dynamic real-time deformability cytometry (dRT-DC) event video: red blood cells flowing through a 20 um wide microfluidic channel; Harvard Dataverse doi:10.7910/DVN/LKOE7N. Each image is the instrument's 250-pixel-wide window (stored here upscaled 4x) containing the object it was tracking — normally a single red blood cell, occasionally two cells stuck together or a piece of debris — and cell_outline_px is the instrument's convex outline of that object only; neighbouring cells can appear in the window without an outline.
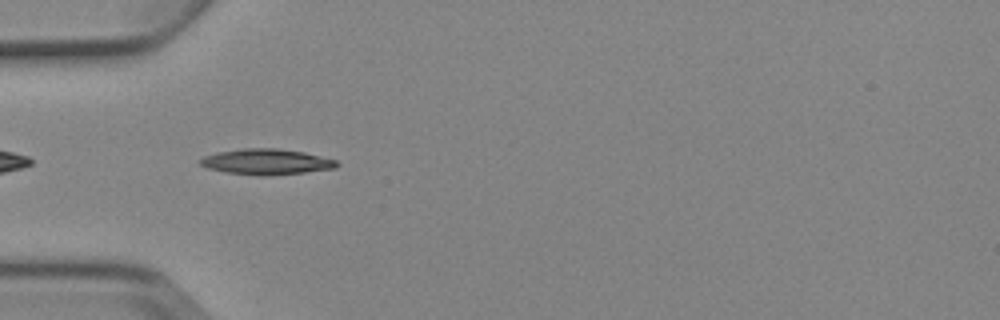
{"species": "Egyptian fruit bat (a non-hibernating species)", "species_latin": "Rousettus aegyptiacus", "temperature_condition": "cold", "stored_images_in_passage": 6, "segment_of_instrument_passage": [2, 2], "camera_frame_rate_fps": 3000, "um_per_image_px": 0.085, "animal": {"sex": "female"}, "frame": {"image": 1, "passage_image": 5, "time_ms": 4.667, "image_size_px": [1000, 320], "cell_outline_px": [[340, 164], [336, 168], [304, 172], [264, 176], [260, 176], [224, 172], [208, 168], [200, 164], [200, 160], [204, 156], [216, 152], [244, 148], [276, 148], [304, 152], [336, 160]], "centroid_in_image_um": [22.64, 13.75], "position_along_channel_um": 62.4, "area_um2": 20.4}}
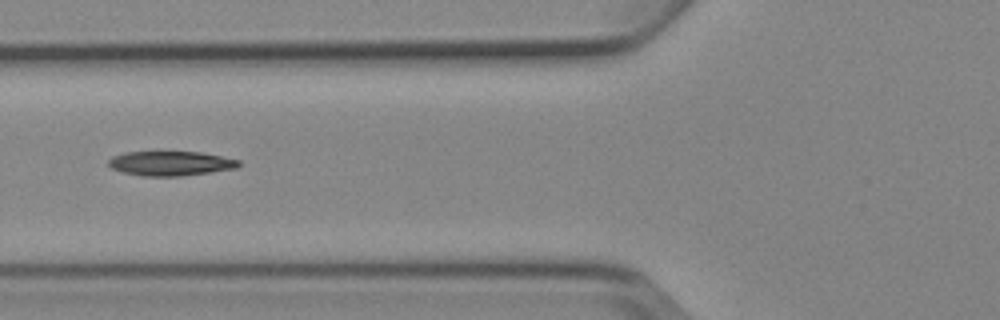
{"frame": {"image": 2, "passage_image": 6, "time_ms": 6.0, "image_size_px": [1000, 320], "cell_outline_px": [[240, 164], [236, 168], [180, 176], [140, 176], [120, 172], [112, 168], [108, 164], [108, 160], [112, 156], [124, 152], [200, 152], [240, 160]], "centroid_in_image_um": [14.44, 13.89], "position_along_channel_um": 111.4, "area_um2": 18.55}}